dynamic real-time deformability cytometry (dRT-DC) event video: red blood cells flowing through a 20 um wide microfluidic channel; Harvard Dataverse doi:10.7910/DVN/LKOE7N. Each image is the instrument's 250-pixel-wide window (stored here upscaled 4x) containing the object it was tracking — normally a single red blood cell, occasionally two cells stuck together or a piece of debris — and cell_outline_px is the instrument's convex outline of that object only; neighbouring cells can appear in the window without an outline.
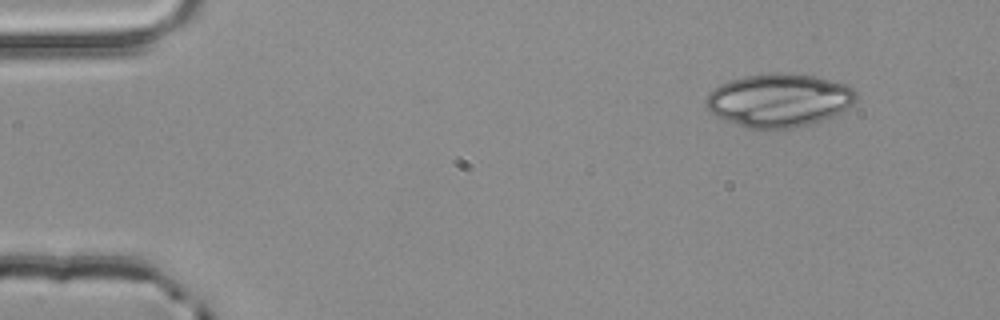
{"species": "common noctule bat (a hibernating species)", "species_latin": "Nyctalus noctula", "temperature_condition": "room temperature", "stored_images_in_passage": 3, "camera_frame_rate_fps": 3000, "um_per_image_px": 0.085, "animal": {"sex": "male", "body_mass_g": 20.4}, "frame": {"image": 1, "passage_image": 1, "time_ms": 0.0, "image_size_px": [1000, 320], "cell_outline_px": [[856, 100], [852, 104], [840, 112], [832, 116], [808, 124], [792, 128], [748, 128], [732, 124], [716, 116], [704, 108], [704, 100], [708, 92], [720, 84], [744, 76], [772, 72], [792, 72], [816, 76], [844, 84], [852, 88], [856, 92]], "centroid_in_image_um": [66.15, 8.51], "position_along_channel_um": 18.9, "area_um2": 46.88}}